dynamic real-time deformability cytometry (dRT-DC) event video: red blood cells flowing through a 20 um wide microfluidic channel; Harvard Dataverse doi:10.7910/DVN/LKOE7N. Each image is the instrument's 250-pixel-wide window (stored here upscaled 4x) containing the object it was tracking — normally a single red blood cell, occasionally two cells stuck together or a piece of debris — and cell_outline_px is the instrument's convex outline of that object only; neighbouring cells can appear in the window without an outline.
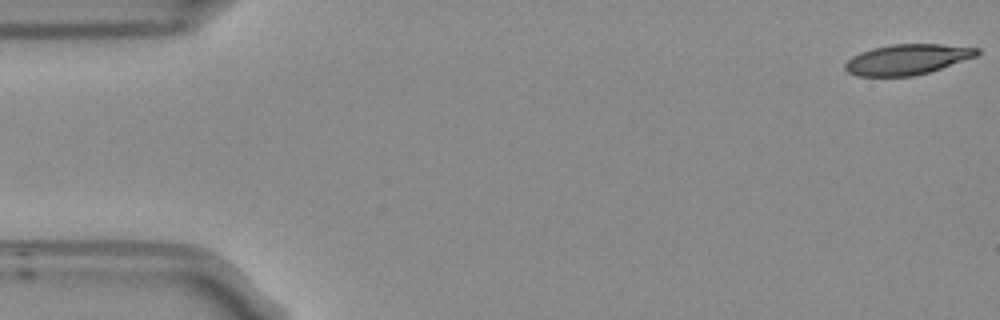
{"species": "Egyptian fruit bat (a non-hibernating species)", "species_latin": "Rousettus aegyptiacus", "temperature_condition": "room temperature", "stored_images_in_passage": 12, "camera_frame_rate_fps": 3000, "um_per_image_px": 0.085, "frame": {"image": 1, "passage_image": 1, "time_ms": 0.0, "image_size_px": [1000, 320], "cell_outline_px": [[980, 52], [976, 56], [928, 72], [912, 76], [856, 76], [848, 72], [844, 68], [844, 64], [852, 56], [860, 52], [872, 48], [892, 44], [940, 44], [980, 48]], "centroid_in_image_um": [77.08, 5.04], "position_along_channel_um": 7.9, "area_um2": 23.24}}